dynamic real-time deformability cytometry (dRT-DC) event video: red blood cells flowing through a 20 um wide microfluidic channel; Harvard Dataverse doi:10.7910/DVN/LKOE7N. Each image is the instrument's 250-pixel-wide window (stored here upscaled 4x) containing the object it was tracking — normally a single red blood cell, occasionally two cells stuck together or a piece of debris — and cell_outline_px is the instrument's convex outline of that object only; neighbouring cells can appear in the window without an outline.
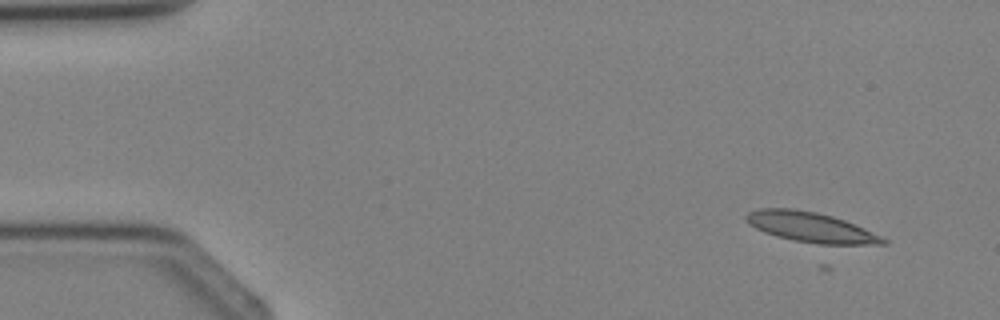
{"species": "Egyptian fruit bat (a non-hibernating species)", "species_latin": "Rousettus aegyptiacus", "temperature_condition": "cold", "stored_images_in_passage": 4, "camera_frame_rate_fps": 3000, "um_per_image_px": 0.085, "animal": {"sex": "female"}, "frame": {"image": 1, "passage_image": 4, "time_ms": 4.333, "image_size_px": [1000, 320], "cell_outline_px": [[888, 244], [828, 248], [776, 236], [764, 232], [748, 224], [744, 216], [748, 212], [760, 208], [796, 208], [816, 212], [832, 216], [844, 220], [864, 228], [888, 240]], "centroid_in_image_um": [69.0, 19.38], "position_along_channel_um": 16.0, "area_um2": 25.14}}